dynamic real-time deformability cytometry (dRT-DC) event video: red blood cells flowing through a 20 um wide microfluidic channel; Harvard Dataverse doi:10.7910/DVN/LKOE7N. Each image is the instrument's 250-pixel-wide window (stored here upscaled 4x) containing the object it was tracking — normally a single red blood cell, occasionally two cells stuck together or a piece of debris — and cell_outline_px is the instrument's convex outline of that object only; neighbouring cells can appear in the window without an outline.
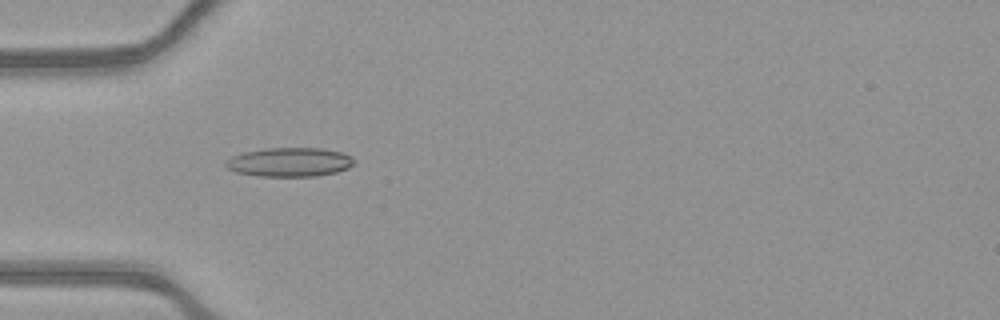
{"species": "common noctule bat (a hibernating species)", "species_latin": "Nyctalus noctula", "temperature_condition": "warm", "stored_images_in_passage": 46, "camera_frame_rate_fps": 3000, "um_per_image_px": 0.085, "animal": {"sex": "female", "body_mass_g": 21.9}, "frame": {"image": 1, "passage_image": 10, "time_ms": 3.0, "image_size_px": [1000, 320], "cell_outline_px": [[356, 160], [348, 168], [336, 172], [316, 176], [256, 176], [236, 172], [228, 168], [224, 164], [232, 156], [244, 152], [264, 148], [320, 148], [344, 152], [352, 156]], "centroid_in_image_um": [24.64, 13.77], "position_along_channel_um": 60.4, "area_um2": 21.79}}
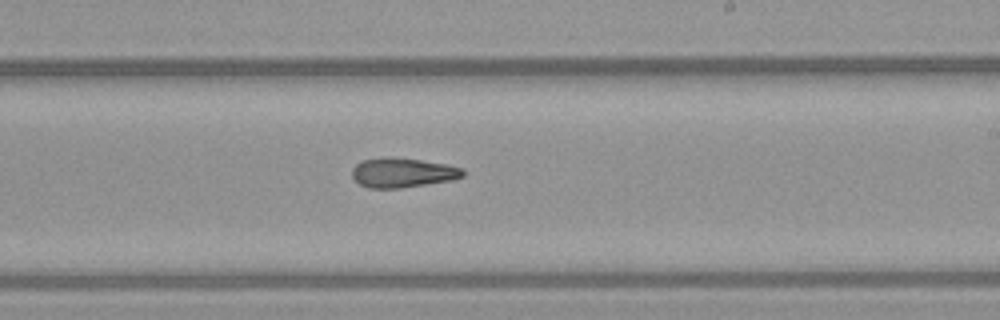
{"frame": {"image": 2, "passage_image": 25, "time_ms": 8.0, "image_size_px": [1000, 320], "cell_outline_px": [[464, 176], [452, 180], [400, 188], [368, 188], [360, 184], [352, 176], [352, 168], [360, 160], [384, 156], [392, 156], [448, 164], [464, 168]], "centroid_in_image_um": [34.21, 14.66], "position_along_channel_um": 254.8, "area_um2": 19.36}}
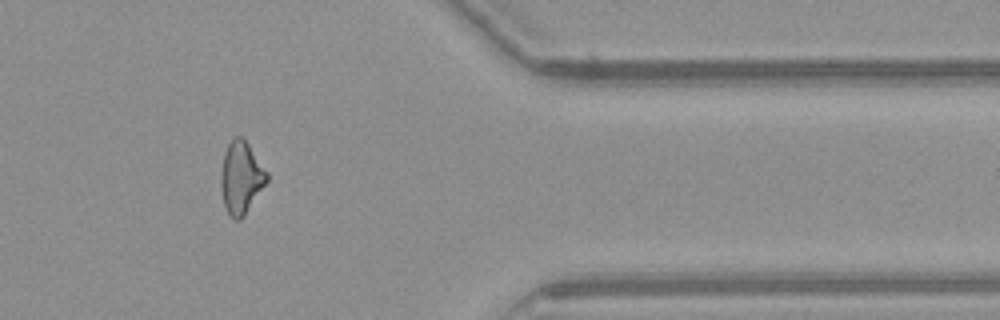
{"frame": {"image": 3, "passage_image": 37, "time_ms": 12.0, "image_size_px": [1000, 320], "cell_outline_px": [[268, 180], [244, 216], [240, 220], [236, 220], [228, 212], [224, 204], [220, 184], [220, 176], [224, 152], [232, 136], [240, 136], [248, 144], [268, 172]], "centroid_in_image_um": [20.49, 15.08], "position_along_channel_um": 390.9, "area_um2": 19.25}, "authors_computed_cell_mechanics": {"area_um2": 19.5942, "velocity_mm_per_s": 3.9276, "shape_relaxation_time_tau1_ms": null, "shape_relaxation_time_tau2_ms": 6.4236, "deformation_change_tau1": null, "deformation_change_tau2": 0.1804}}